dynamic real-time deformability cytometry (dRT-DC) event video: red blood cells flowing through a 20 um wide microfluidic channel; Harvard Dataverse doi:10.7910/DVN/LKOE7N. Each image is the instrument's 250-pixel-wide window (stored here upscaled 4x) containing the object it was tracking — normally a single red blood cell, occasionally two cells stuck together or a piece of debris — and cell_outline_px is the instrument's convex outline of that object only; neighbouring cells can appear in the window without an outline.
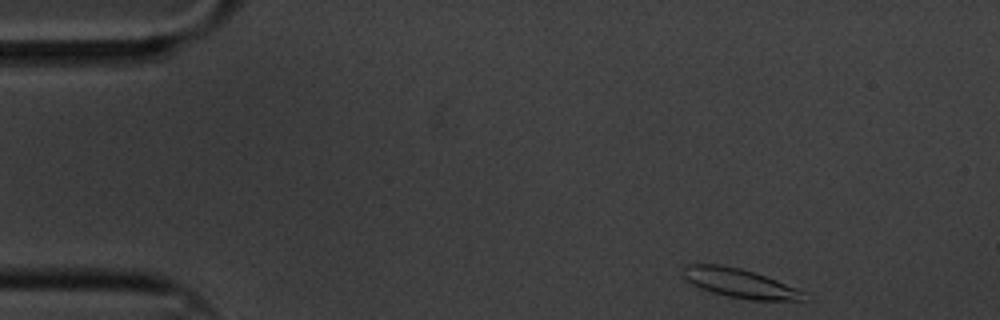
{"species": "common noctule bat (a hibernating species)", "species_latin": "Nyctalus noctula", "temperature_condition": "cold", "stored_images_in_passage": 54, "camera_frame_rate_fps": 3000, "um_per_image_px": 0.085, "animal": {"sex": "male", "body_mass_g": 20.1, "forearm_length_mm": 53.5}, "frame": {"image": 1, "passage_image": 1, "time_ms": 0.0, "image_size_px": [1000, 320], "cell_outline_px": [[804, 296], [800, 300], [752, 300], [728, 296], [712, 292], [700, 288], [692, 284], [684, 276], [680, 268], [688, 264], [720, 264], [740, 268], [756, 272], [776, 280], [804, 292]], "centroid_in_image_um": [62.8, 24.05], "position_along_channel_um": 22.2, "area_um2": 20.23}}
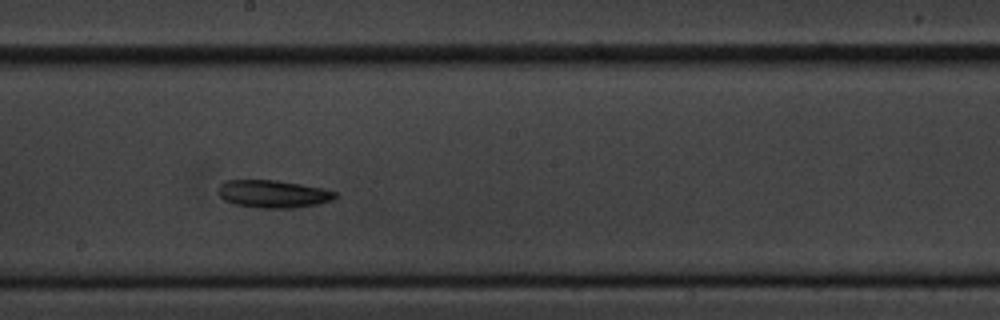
{"frame": {"image": 2, "passage_image": 27, "time_ms": 8.667, "image_size_px": [1000, 320], "cell_outline_px": [[336, 196], [332, 200], [320, 204], [292, 208], [256, 208], [236, 204], [224, 200], [216, 192], [216, 188], [224, 180], [276, 180], [324, 188], [336, 192]], "centroid_in_image_um": [23.18, 16.48], "position_along_channel_um": 225.0, "area_um2": 19.07}}
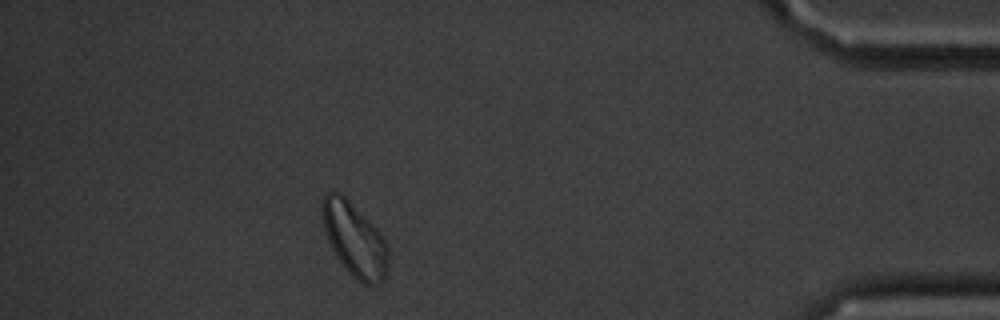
{"frame": {"image": 3, "passage_image": 48, "time_ms": 15.667, "image_size_px": [1000, 320], "cell_outline_px": [[388, 272], [384, 280], [376, 284], [364, 284], [356, 280], [348, 272], [336, 256], [328, 240], [324, 228], [320, 212], [320, 204], [324, 196], [328, 192], [340, 192], [376, 228], [384, 240], [388, 248]], "centroid_in_image_um": [30.12, 20.37], "position_along_channel_um": 405.1, "area_um2": 28.26}, "authors_computed_cell_mechanics": {"area_um2": 19.6231, "velocity_mm_per_s": 3.2509, "shape_relaxation_time_tau1_ms": 4.485, "shape_relaxation_time_tau2_ms": null, "deformation_change_tau1": 0.1389, "deformation_change_tau2": null}}